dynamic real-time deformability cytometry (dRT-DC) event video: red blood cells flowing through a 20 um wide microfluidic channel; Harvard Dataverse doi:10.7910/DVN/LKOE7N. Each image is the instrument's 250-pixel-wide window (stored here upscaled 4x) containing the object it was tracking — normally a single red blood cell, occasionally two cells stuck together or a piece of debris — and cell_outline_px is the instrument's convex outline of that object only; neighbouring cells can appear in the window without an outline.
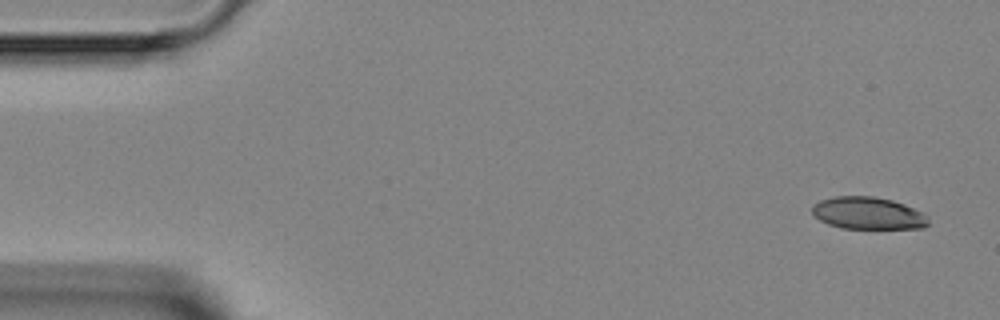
{"species": "Egyptian fruit bat (a non-hibernating species)", "species_latin": "Rousettus aegyptiacus", "temperature_condition": "room temperature", "stored_images_in_passage": 4, "camera_frame_rate_fps": 3000, "um_per_image_px": 0.085, "animal": {"sex": "female"}, "frame": {"image": 1, "passage_image": 1, "time_ms": 0.0, "image_size_px": [1000, 320], "cell_outline_px": [[928, 224], [924, 228], [840, 228], [828, 224], [820, 220], [812, 212], [812, 204], [820, 200], [836, 196], [872, 196], [892, 200], [904, 204], [924, 212], [928, 216]], "centroid_in_image_um": [73.79, 18.12], "position_along_channel_um": 11.2, "area_um2": 21.91}}
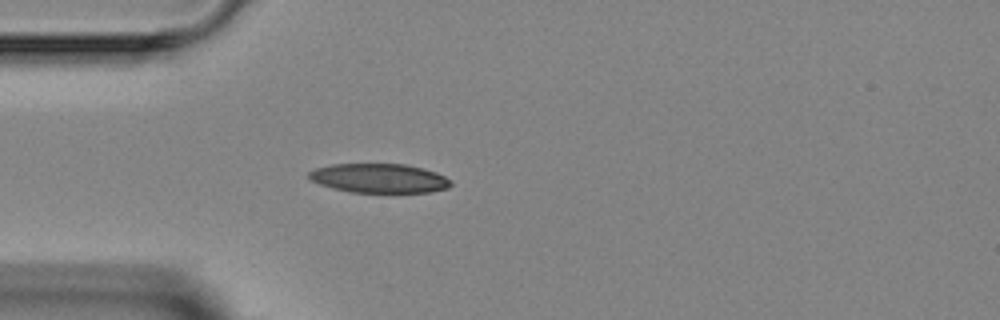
{"frame": {"image": 2, "passage_image": 4, "time_ms": 3.667, "image_size_px": [1000, 320], "cell_outline_px": [[452, 184], [448, 188], [428, 192], [348, 192], [332, 188], [320, 184], [312, 180], [308, 176], [308, 172], [316, 168], [332, 164], [404, 164], [424, 168], [436, 172], [452, 180]], "centroid_in_image_um": [32.24, 15.15], "position_along_channel_um": 52.8, "area_um2": 24.16}}